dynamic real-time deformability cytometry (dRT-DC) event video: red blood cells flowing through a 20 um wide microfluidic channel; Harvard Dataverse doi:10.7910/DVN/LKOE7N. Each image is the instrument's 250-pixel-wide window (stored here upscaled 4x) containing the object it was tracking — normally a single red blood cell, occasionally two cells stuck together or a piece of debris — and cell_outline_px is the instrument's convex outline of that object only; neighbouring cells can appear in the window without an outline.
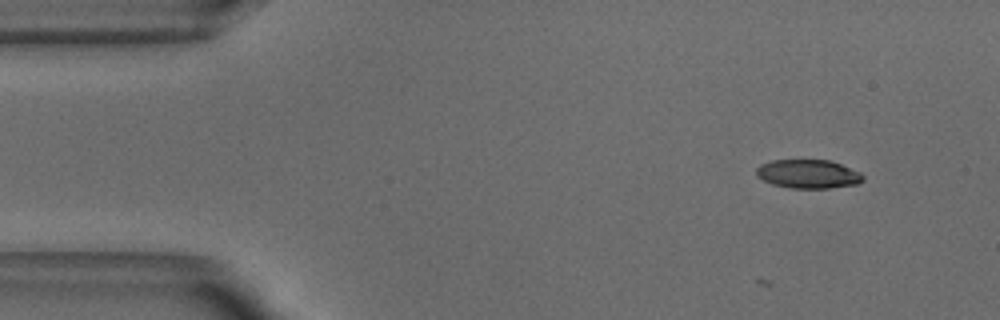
{"species": "common noctule bat (a hibernating species)", "species_latin": "Nyctalus noctula", "temperature_condition": "warm", "stored_images_in_passage": 6, "camera_frame_rate_fps": 3000, "um_per_image_px": 0.085, "animal": {"sex": "male", "body_mass_g": 18.8}, "frame": {"image": 1, "passage_image": 1, "time_ms": 0.0, "image_size_px": [1000, 320], "cell_outline_px": [[864, 180], [856, 184], [828, 188], [792, 188], [772, 184], [756, 176], [756, 168], [760, 164], [772, 160], [828, 160], [840, 164], [860, 172], [864, 176]], "centroid_in_image_um": [68.68, 14.78], "position_along_channel_um": 16.3, "area_um2": 17.8}}